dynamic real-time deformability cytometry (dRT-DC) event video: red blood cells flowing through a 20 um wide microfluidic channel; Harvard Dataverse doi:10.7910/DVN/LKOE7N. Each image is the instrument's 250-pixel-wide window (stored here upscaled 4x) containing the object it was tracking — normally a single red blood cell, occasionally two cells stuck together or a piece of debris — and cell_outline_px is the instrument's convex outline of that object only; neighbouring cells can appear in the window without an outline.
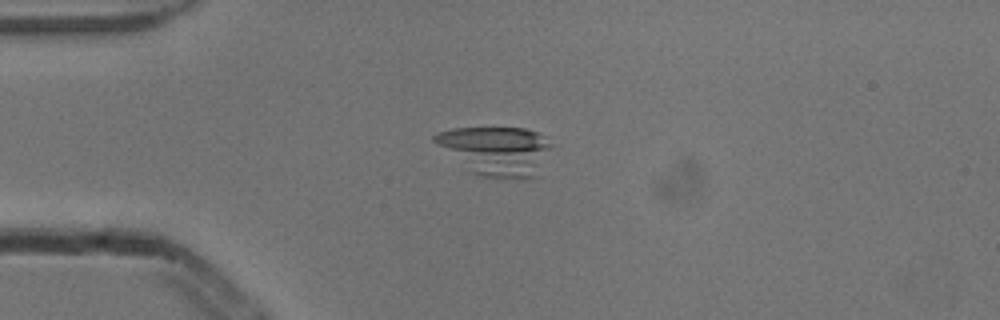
{"species": "common noctule bat (a hibernating species)", "species_latin": "Nyctalus noctula", "temperature_condition": "cold", "stored_images_in_passage": 45, "camera_frame_rate_fps": 3000, "um_per_image_px": 0.085, "animal": {"sex": "male", "body_mass_g": 13.3}, "frame": {"image": 1, "passage_image": 6, "time_ms": 1.667, "image_size_px": [1000, 320], "cell_outline_px": [[556, 144], [536, 176], [480, 176], [472, 172], [436, 144], [432, 140], [432, 136], [436, 132], [452, 128], [524, 128], [536, 132]], "centroid_in_image_um": [42.2, 12.76], "position_along_channel_um": 42.8, "area_um2": 32.89}}
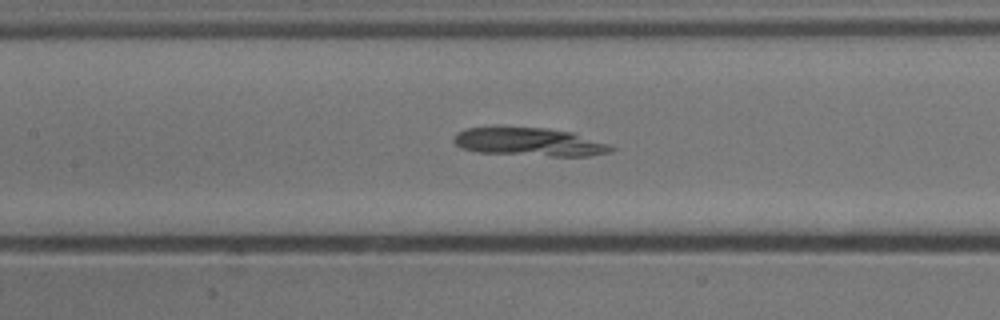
{"frame": {"image": 2, "passage_image": 17, "time_ms": 5.333, "image_size_px": [1000, 320], "cell_outline_px": [[616, 148], [612, 152], [592, 156], [552, 156], [476, 152], [460, 148], [452, 140], [456, 132], [464, 128], [492, 124], [496, 124], [544, 128], [572, 132], [608, 144]], "centroid_in_image_um": [44.89, 12.02], "position_along_channel_um": 162.5, "area_um2": 27.05}}
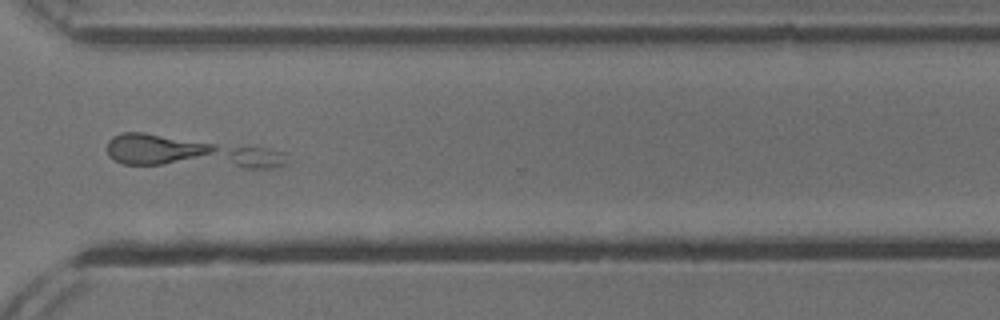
{"frame": {"image": 3, "passage_image": 32, "time_ms": 10.333, "image_size_px": [1000, 320], "cell_outline_px": [[288, 164], [268, 168], [244, 168], [120, 164], [112, 160], [108, 156], [108, 140], [112, 136], [120, 132], [144, 132], [264, 148], [284, 152]], "centroid_in_image_um": [16.01, 12.94], "position_along_channel_um": 354.6, "area_um2": 33.52}}